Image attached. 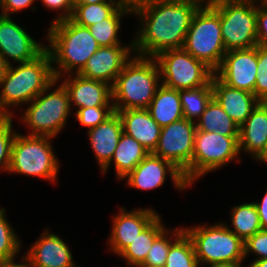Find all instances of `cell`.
Masks as SVG:
<instances>
[{"mask_svg":"<svg viewBox=\"0 0 267 267\" xmlns=\"http://www.w3.org/2000/svg\"><path fill=\"white\" fill-rule=\"evenodd\" d=\"M198 0H154L135 7L139 27L133 39L134 54L156 57L169 49H181L195 12Z\"/></svg>","mask_w":267,"mask_h":267,"instance_id":"obj_1","label":"cell"},{"mask_svg":"<svg viewBox=\"0 0 267 267\" xmlns=\"http://www.w3.org/2000/svg\"><path fill=\"white\" fill-rule=\"evenodd\" d=\"M47 38L55 79L68 74H78L88 59L100 48L88 27L71 19L50 23Z\"/></svg>","mask_w":267,"mask_h":267,"instance_id":"obj_2","label":"cell"},{"mask_svg":"<svg viewBox=\"0 0 267 267\" xmlns=\"http://www.w3.org/2000/svg\"><path fill=\"white\" fill-rule=\"evenodd\" d=\"M13 65L7 67L0 82L1 118L13 117L12 107L22 104L28 106L55 80L51 55L47 49L32 61Z\"/></svg>","mask_w":267,"mask_h":267,"instance_id":"obj_3","label":"cell"},{"mask_svg":"<svg viewBox=\"0 0 267 267\" xmlns=\"http://www.w3.org/2000/svg\"><path fill=\"white\" fill-rule=\"evenodd\" d=\"M161 84L156 59L134 54L112 86L114 111L147 109Z\"/></svg>","mask_w":267,"mask_h":267,"instance_id":"obj_4","label":"cell"},{"mask_svg":"<svg viewBox=\"0 0 267 267\" xmlns=\"http://www.w3.org/2000/svg\"><path fill=\"white\" fill-rule=\"evenodd\" d=\"M56 84H58L57 79L29 102L24 111L20 109L22 112L20 122L29 128L28 135L56 138L67 124V119L72 114L69 94L60 82L58 88L53 89Z\"/></svg>","mask_w":267,"mask_h":267,"instance_id":"obj_5","label":"cell"},{"mask_svg":"<svg viewBox=\"0 0 267 267\" xmlns=\"http://www.w3.org/2000/svg\"><path fill=\"white\" fill-rule=\"evenodd\" d=\"M51 140L52 137L49 136L22 135L19 131L16 132L8 173L56 182L60 164L53 152Z\"/></svg>","mask_w":267,"mask_h":267,"instance_id":"obj_6","label":"cell"},{"mask_svg":"<svg viewBox=\"0 0 267 267\" xmlns=\"http://www.w3.org/2000/svg\"><path fill=\"white\" fill-rule=\"evenodd\" d=\"M191 238L200 266L214 263H243L244 241L228 229V224L183 227Z\"/></svg>","mask_w":267,"mask_h":267,"instance_id":"obj_7","label":"cell"},{"mask_svg":"<svg viewBox=\"0 0 267 267\" xmlns=\"http://www.w3.org/2000/svg\"><path fill=\"white\" fill-rule=\"evenodd\" d=\"M182 48L213 71L220 66L227 51L221 35L220 14L215 8H198Z\"/></svg>","mask_w":267,"mask_h":267,"instance_id":"obj_8","label":"cell"},{"mask_svg":"<svg viewBox=\"0 0 267 267\" xmlns=\"http://www.w3.org/2000/svg\"><path fill=\"white\" fill-rule=\"evenodd\" d=\"M232 161H242L239 136H223L217 132L197 130L192 161L189 164V185Z\"/></svg>","mask_w":267,"mask_h":267,"instance_id":"obj_9","label":"cell"},{"mask_svg":"<svg viewBox=\"0 0 267 267\" xmlns=\"http://www.w3.org/2000/svg\"><path fill=\"white\" fill-rule=\"evenodd\" d=\"M154 58L160 69L161 83L178 91L206 85L214 75L210 67L183 48L165 50Z\"/></svg>","mask_w":267,"mask_h":267,"instance_id":"obj_10","label":"cell"},{"mask_svg":"<svg viewBox=\"0 0 267 267\" xmlns=\"http://www.w3.org/2000/svg\"><path fill=\"white\" fill-rule=\"evenodd\" d=\"M256 4L257 0H252L215 8L220 14L226 51L257 46Z\"/></svg>","mask_w":267,"mask_h":267,"instance_id":"obj_11","label":"cell"},{"mask_svg":"<svg viewBox=\"0 0 267 267\" xmlns=\"http://www.w3.org/2000/svg\"><path fill=\"white\" fill-rule=\"evenodd\" d=\"M195 122L185 118L161 128L159 142L153 154L170 161L189 184V164L192 161L196 134Z\"/></svg>","mask_w":267,"mask_h":267,"instance_id":"obj_12","label":"cell"},{"mask_svg":"<svg viewBox=\"0 0 267 267\" xmlns=\"http://www.w3.org/2000/svg\"><path fill=\"white\" fill-rule=\"evenodd\" d=\"M169 174L171 182L179 191L191 186L185 181L182 172L170 161L149 153L125 177L128 187L140 190H154L164 185Z\"/></svg>","mask_w":267,"mask_h":267,"instance_id":"obj_13","label":"cell"},{"mask_svg":"<svg viewBox=\"0 0 267 267\" xmlns=\"http://www.w3.org/2000/svg\"><path fill=\"white\" fill-rule=\"evenodd\" d=\"M257 46L229 50L214 75L224 84L254 94L257 73Z\"/></svg>","mask_w":267,"mask_h":267,"instance_id":"obj_14","label":"cell"},{"mask_svg":"<svg viewBox=\"0 0 267 267\" xmlns=\"http://www.w3.org/2000/svg\"><path fill=\"white\" fill-rule=\"evenodd\" d=\"M38 42L10 16L0 15V55L8 66L14 61L20 64L38 57L46 49Z\"/></svg>","mask_w":267,"mask_h":267,"instance_id":"obj_15","label":"cell"},{"mask_svg":"<svg viewBox=\"0 0 267 267\" xmlns=\"http://www.w3.org/2000/svg\"><path fill=\"white\" fill-rule=\"evenodd\" d=\"M133 54V39L127 45L100 47L78 74L86 79L102 81L113 86L117 76Z\"/></svg>","mask_w":267,"mask_h":267,"instance_id":"obj_16","label":"cell"},{"mask_svg":"<svg viewBox=\"0 0 267 267\" xmlns=\"http://www.w3.org/2000/svg\"><path fill=\"white\" fill-rule=\"evenodd\" d=\"M152 208H138L131 212L121 207L112 218V230L108 238L109 250L119 255L158 216Z\"/></svg>","mask_w":267,"mask_h":267,"instance_id":"obj_17","label":"cell"},{"mask_svg":"<svg viewBox=\"0 0 267 267\" xmlns=\"http://www.w3.org/2000/svg\"><path fill=\"white\" fill-rule=\"evenodd\" d=\"M25 256L29 267H78L67 242L49 229L43 231Z\"/></svg>","mask_w":267,"mask_h":267,"instance_id":"obj_18","label":"cell"},{"mask_svg":"<svg viewBox=\"0 0 267 267\" xmlns=\"http://www.w3.org/2000/svg\"><path fill=\"white\" fill-rule=\"evenodd\" d=\"M64 77L57 80H61L69 94L70 107L74 105L78 110L96 106H113L111 85L98 80L86 79L79 74H68Z\"/></svg>","mask_w":267,"mask_h":267,"instance_id":"obj_19","label":"cell"},{"mask_svg":"<svg viewBox=\"0 0 267 267\" xmlns=\"http://www.w3.org/2000/svg\"><path fill=\"white\" fill-rule=\"evenodd\" d=\"M239 150L261 161L267 154L266 100L260 101L239 127ZM247 152V153H246Z\"/></svg>","mask_w":267,"mask_h":267,"instance_id":"obj_20","label":"cell"},{"mask_svg":"<svg viewBox=\"0 0 267 267\" xmlns=\"http://www.w3.org/2000/svg\"><path fill=\"white\" fill-rule=\"evenodd\" d=\"M212 89L213 97L239 127L260 102L255 94L229 87L215 75L212 76Z\"/></svg>","mask_w":267,"mask_h":267,"instance_id":"obj_21","label":"cell"},{"mask_svg":"<svg viewBox=\"0 0 267 267\" xmlns=\"http://www.w3.org/2000/svg\"><path fill=\"white\" fill-rule=\"evenodd\" d=\"M122 133V121L116 111L98 126L87 130L89 144L100 170L110 162Z\"/></svg>","mask_w":267,"mask_h":267,"instance_id":"obj_22","label":"cell"},{"mask_svg":"<svg viewBox=\"0 0 267 267\" xmlns=\"http://www.w3.org/2000/svg\"><path fill=\"white\" fill-rule=\"evenodd\" d=\"M121 118L123 132L143 145L149 153L156 149L161 127L151 117L147 109L116 111Z\"/></svg>","mask_w":267,"mask_h":267,"instance_id":"obj_23","label":"cell"},{"mask_svg":"<svg viewBox=\"0 0 267 267\" xmlns=\"http://www.w3.org/2000/svg\"><path fill=\"white\" fill-rule=\"evenodd\" d=\"M148 154L149 152L143 145L123 132L110 162L101 172L102 174H106L113 162L116 178L123 181V178Z\"/></svg>","mask_w":267,"mask_h":267,"instance_id":"obj_24","label":"cell"},{"mask_svg":"<svg viewBox=\"0 0 267 267\" xmlns=\"http://www.w3.org/2000/svg\"><path fill=\"white\" fill-rule=\"evenodd\" d=\"M147 110L161 128L184 118L179 91L163 84L158 87Z\"/></svg>","mask_w":267,"mask_h":267,"instance_id":"obj_25","label":"cell"},{"mask_svg":"<svg viewBox=\"0 0 267 267\" xmlns=\"http://www.w3.org/2000/svg\"><path fill=\"white\" fill-rule=\"evenodd\" d=\"M158 215L118 256L128 266L139 267L146 259L154 240L167 228Z\"/></svg>","mask_w":267,"mask_h":267,"instance_id":"obj_26","label":"cell"},{"mask_svg":"<svg viewBox=\"0 0 267 267\" xmlns=\"http://www.w3.org/2000/svg\"><path fill=\"white\" fill-rule=\"evenodd\" d=\"M195 125L197 130L217 132L223 136H239V126L222 109L214 97Z\"/></svg>","mask_w":267,"mask_h":267,"instance_id":"obj_27","label":"cell"},{"mask_svg":"<svg viewBox=\"0 0 267 267\" xmlns=\"http://www.w3.org/2000/svg\"><path fill=\"white\" fill-rule=\"evenodd\" d=\"M230 215L233 228L228 226V229L244 242L262 229L254 202L233 206Z\"/></svg>","mask_w":267,"mask_h":267,"instance_id":"obj_28","label":"cell"},{"mask_svg":"<svg viewBox=\"0 0 267 267\" xmlns=\"http://www.w3.org/2000/svg\"><path fill=\"white\" fill-rule=\"evenodd\" d=\"M129 14L132 15V9L127 5H122L109 18L88 27L100 47L124 45L121 43L118 33L122 17Z\"/></svg>","mask_w":267,"mask_h":267,"instance_id":"obj_29","label":"cell"},{"mask_svg":"<svg viewBox=\"0 0 267 267\" xmlns=\"http://www.w3.org/2000/svg\"><path fill=\"white\" fill-rule=\"evenodd\" d=\"M179 96L183 108V117L196 122L213 98L212 79L201 87L179 90Z\"/></svg>","mask_w":267,"mask_h":267,"instance_id":"obj_30","label":"cell"},{"mask_svg":"<svg viewBox=\"0 0 267 267\" xmlns=\"http://www.w3.org/2000/svg\"><path fill=\"white\" fill-rule=\"evenodd\" d=\"M165 267H200L191 238L184 231L171 245Z\"/></svg>","mask_w":267,"mask_h":267,"instance_id":"obj_31","label":"cell"},{"mask_svg":"<svg viewBox=\"0 0 267 267\" xmlns=\"http://www.w3.org/2000/svg\"><path fill=\"white\" fill-rule=\"evenodd\" d=\"M122 5H126V3L79 5L73 9L70 19L80 26L89 27L103 19L109 18Z\"/></svg>","mask_w":267,"mask_h":267,"instance_id":"obj_32","label":"cell"},{"mask_svg":"<svg viewBox=\"0 0 267 267\" xmlns=\"http://www.w3.org/2000/svg\"><path fill=\"white\" fill-rule=\"evenodd\" d=\"M169 231V232H168ZM184 232L183 227L166 228L153 242L145 261L139 267L164 266L170 245ZM171 236V237H170Z\"/></svg>","mask_w":267,"mask_h":267,"instance_id":"obj_33","label":"cell"},{"mask_svg":"<svg viewBox=\"0 0 267 267\" xmlns=\"http://www.w3.org/2000/svg\"><path fill=\"white\" fill-rule=\"evenodd\" d=\"M5 212L6 209L0 208V261L17 258L22 248L21 239L6 219Z\"/></svg>","mask_w":267,"mask_h":267,"instance_id":"obj_34","label":"cell"},{"mask_svg":"<svg viewBox=\"0 0 267 267\" xmlns=\"http://www.w3.org/2000/svg\"><path fill=\"white\" fill-rule=\"evenodd\" d=\"M13 117L0 118V171L8 173L12 143L16 135Z\"/></svg>","mask_w":267,"mask_h":267,"instance_id":"obj_35","label":"cell"},{"mask_svg":"<svg viewBox=\"0 0 267 267\" xmlns=\"http://www.w3.org/2000/svg\"><path fill=\"white\" fill-rule=\"evenodd\" d=\"M114 112L113 106L80 108L74 113L77 121L88 130L98 126Z\"/></svg>","mask_w":267,"mask_h":267,"instance_id":"obj_36","label":"cell"},{"mask_svg":"<svg viewBox=\"0 0 267 267\" xmlns=\"http://www.w3.org/2000/svg\"><path fill=\"white\" fill-rule=\"evenodd\" d=\"M257 77L254 94L259 101L267 100V47L257 45Z\"/></svg>","mask_w":267,"mask_h":267,"instance_id":"obj_37","label":"cell"},{"mask_svg":"<svg viewBox=\"0 0 267 267\" xmlns=\"http://www.w3.org/2000/svg\"><path fill=\"white\" fill-rule=\"evenodd\" d=\"M245 259L255 254V260L267 259V229H261L244 242Z\"/></svg>","mask_w":267,"mask_h":267,"instance_id":"obj_38","label":"cell"},{"mask_svg":"<svg viewBox=\"0 0 267 267\" xmlns=\"http://www.w3.org/2000/svg\"><path fill=\"white\" fill-rule=\"evenodd\" d=\"M257 45L267 47V4L257 0L256 5Z\"/></svg>","mask_w":267,"mask_h":267,"instance_id":"obj_39","label":"cell"},{"mask_svg":"<svg viewBox=\"0 0 267 267\" xmlns=\"http://www.w3.org/2000/svg\"><path fill=\"white\" fill-rule=\"evenodd\" d=\"M43 5L51 11H60V15L51 22L70 19L73 13L72 0H41Z\"/></svg>","mask_w":267,"mask_h":267,"instance_id":"obj_40","label":"cell"},{"mask_svg":"<svg viewBox=\"0 0 267 267\" xmlns=\"http://www.w3.org/2000/svg\"><path fill=\"white\" fill-rule=\"evenodd\" d=\"M35 1L37 0H0V15L11 16L15 12L30 8Z\"/></svg>","mask_w":267,"mask_h":267,"instance_id":"obj_41","label":"cell"},{"mask_svg":"<svg viewBox=\"0 0 267 267\" xmlns=\"http://www.w3.org/2000/svg\"><path fill=\"white\" fill-rule=\"evenodd\" d=\"M254 204L259 214L261 228L267 229V190L263 199L260 202H254Z\"/></svg>","mask_w":267,"mask_h":267,"instance_id":"obj_42","label":"cell"},{"mask_svg":"<svg viewBox=\"0 0 267 267\" xmlns=\"http://www.w3.org/2000/svg\"><path fill=\"white\" fill-rule=\"evenodd\" d=\"M200 5L205 8H216L224 4L243 3L252 0H198Z\"/></svg>","mask_w":267,"mask_h":267,"instance_id":"obj_43","label":"cell"},{"mask_svg":"<svg viewBox=\"0 0 267 267\" xmlns=\"http://www.w3.org/2000/svg\"><path fill=\"white\" fill-rule=\"evenodd\" d=\"M15 259L16 258L0 261V267H29V262L25 254L20 258V263H16Z\"/></svg>","mask_w":267,"mask_h":267,"instance_id":"obj_44","label":"cell"},{"mask_svg":"<svg viewBox=\"0 0 267 267\" xmlns=\"http://www.w3.org/2000/svg\"><path fill=\"white\" fill-rule=\"evenodd\" d=\"M97 3H126L125 0H72L73 8L83 4H97Z\"/></svg>","mask_w":267,"mask_h":267,"instance_id":"obj_45","label":"cell"},{"mask_svg":"<svg viewBox=\"0 0 267 267\" xmlns=\"http://www.w3.org/2000/svg\"><path fill=\"white\" fill-rule=\"evenodd\" d=\"M202 267H242V263H214Z\"/></svg>","mask_w":267,"mask_h":267,"instance_id":"obj_46","label":"cell"},{"mask_svg":"<svg viewBox=\"0 0 267 267\" xmlns=\"http://www.w3.org/2000/svg\"><path fill=\"white\" fill-rule=\"evenodd\" d=\"M151 1H154V0H125L126 5L130 7L132 10L141 4L151 2Z\"/></svg>","mask_w":267,"mask_h":267,"instance_id":"obj_47","label":"cell"},{"mask_svg":"<svg viewBox=\"0 0 267 267\" xmlns=\"http://www.w3.org/2000/svg\"><path fill=\"white\" fill-rule=\"evenodd\" d=\"M247 267H267V259L253 260Z\"/></svg>","mask_w":267,"mask_h":267,"instance_id":"obj_48","label":"cell"},{"mask_svg":"<svg viewBox=\"0 0 267 267\" xmlns=\"http://www.w3.org/2000/svg\"><path fill=\"white\" fill-rule=\"evenodd\" d=\"M7 67H8V65L6 64L3 57L0 55V82L5 75Z\"/></svg>","mask_w":267,"mask_h":267,"instance_id":"obj_49","label":"cell"},{"mask_svg":"<svg viewBox=\"0 0 267 267\" xmlns=\"http://www.w3.org/2000/svg\"><path fill=\"white\" fill-rule=\"evenodd\" d=\"M261 163L267 164V154L266 156L260 161Z\"/></svg>","mask_w":267,"mask_h":267,"instance_id":"obj_50","label":"cell"}]
</instances>
